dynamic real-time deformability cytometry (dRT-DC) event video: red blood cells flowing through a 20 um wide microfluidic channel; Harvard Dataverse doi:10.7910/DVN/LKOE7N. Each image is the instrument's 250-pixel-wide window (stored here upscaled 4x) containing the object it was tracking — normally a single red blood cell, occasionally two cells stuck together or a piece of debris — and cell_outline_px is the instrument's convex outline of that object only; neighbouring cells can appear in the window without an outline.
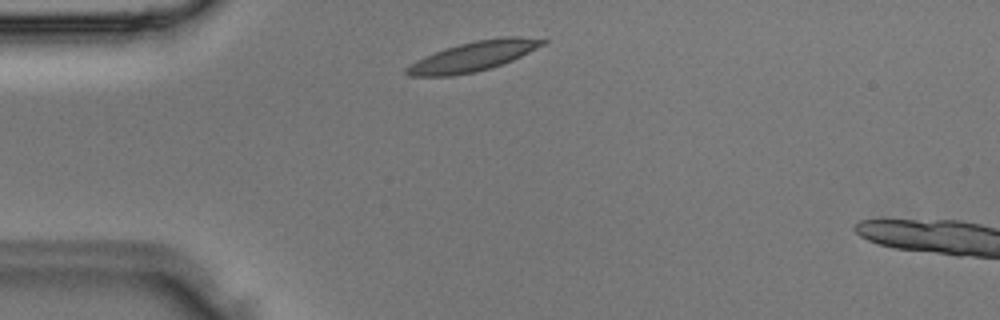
{"species": "Egyptian fruit bat (a non-hibernating species)", "species_latin": "Rousettus aegyptiacus", "temperature_condition": "room temperature", "stored_images_in_passage": 3, "camera_frame_rate_fps": 3000, "um_per_image_px": 0.085, "animal": {"sex": "male"}, "frame": {"image": 1, "passage_image": 2, "time_ms": 0.333, "image_size_px": [1000, 320], "cell_outline_px": [[548, 40], [544, 44], [512, 60], [476, 72], [452, 76], [408, 76], [404, 72], [404, 68], [416, 60], [424, 56], [444, 48], [476, 40], [504, 36], [520, 36]], "centroid_in_image_um": [40.17, 4.79], "position_along_channel_um": 44.8, "area_um2": 23.41}}